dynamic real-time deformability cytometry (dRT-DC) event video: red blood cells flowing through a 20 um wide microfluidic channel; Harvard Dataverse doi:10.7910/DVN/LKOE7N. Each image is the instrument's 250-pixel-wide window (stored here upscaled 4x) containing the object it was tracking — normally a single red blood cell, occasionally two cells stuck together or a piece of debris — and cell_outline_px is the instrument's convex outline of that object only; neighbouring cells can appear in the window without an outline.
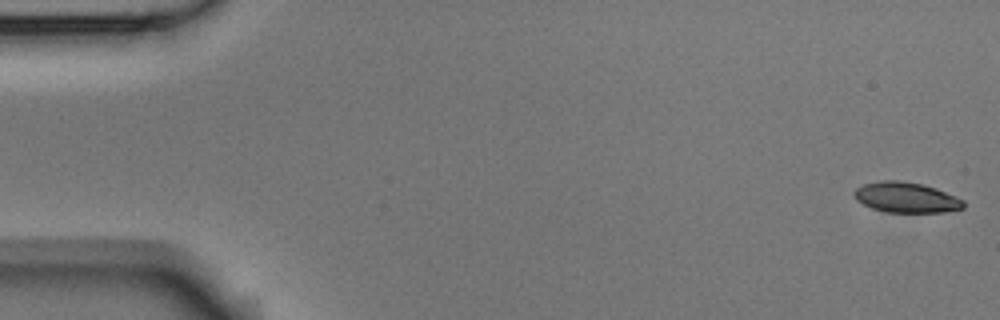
{"species": "Egyptian fruit bat (a non-hibernating species)", "species_latin": "Rousettus aegyptiacus", "temperature_condition": "room temperature", "stored_images_in_passage": 53, "camera_frame_rate_fps": 3000, "um_per_image_px": 0.085, "animal": {"sex": "male"}, "frame": {"image": 1, "passage_image": 1, "time_ms": 0.0, "image_size_px": [1000, 320], "cell_outline_px": [[964, 208], [944, 212], [888, 212], [872, 208], [856, 200], [852, 192], [856, 188], [864, 184], [880, 180], [900, 180], [924, 184], [936, 188], [956, 196], [964, 200]], "centroid_in_image_um": [77.03, 16.77], "position_along_channel_um": 8.0, "area_um2": 19.48}}
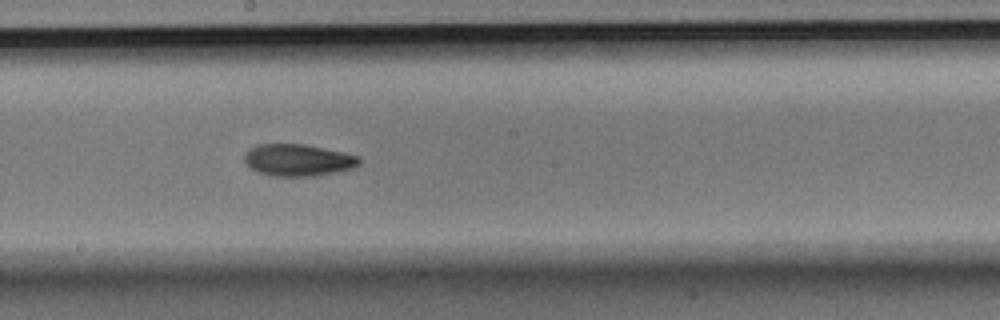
{"frame": {"image": 2, "passage_image": 29, "time_ms": 9.333, "image_size_px": [1000, 320], "cell_outline_px": [[360, 164], [352, 168], [316, 176], [272, 176], [260, 172], [252, 168], [244, 160], [244, 152], [248, 148], [256, 144], [304, 144], [344, 152], [360, 156]], "centroid_in_image_um": [25.33, 13.59], "position_along_channel_um": 222.9, "area_um2": 21.39}}
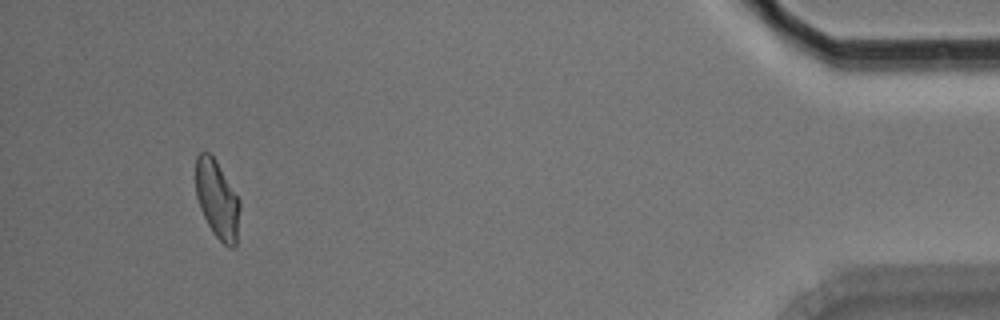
{"frame": {"image": 3, "passage_image": 50, "time_ms": 16.333, "image_size_px": [1000, 320], "cell_outline_px": [[240, 208], [236, 244], [232, 248], [228, 248], [212, 232], [200, 208], [196, 196], [196, 156], [200, 152], [208, 152], [216, 160], [240, 200]], "centroid_in_image_um": [18.46, 16.95], "position_along_channel_um": 416.7, "area_um2": 20.0}, "authors_computed_cell_mechanics": {"area_um2": 20.6924, "velocity_mm_per_s": 3.7658, "shape_relaxation_time_tau1_ms": 4.8476, "shape_relaxation_time_tau2_ms": 4.8014, "deformation_change_tau1": 0.1314, "deformation_change_tau2": 0.1084}}